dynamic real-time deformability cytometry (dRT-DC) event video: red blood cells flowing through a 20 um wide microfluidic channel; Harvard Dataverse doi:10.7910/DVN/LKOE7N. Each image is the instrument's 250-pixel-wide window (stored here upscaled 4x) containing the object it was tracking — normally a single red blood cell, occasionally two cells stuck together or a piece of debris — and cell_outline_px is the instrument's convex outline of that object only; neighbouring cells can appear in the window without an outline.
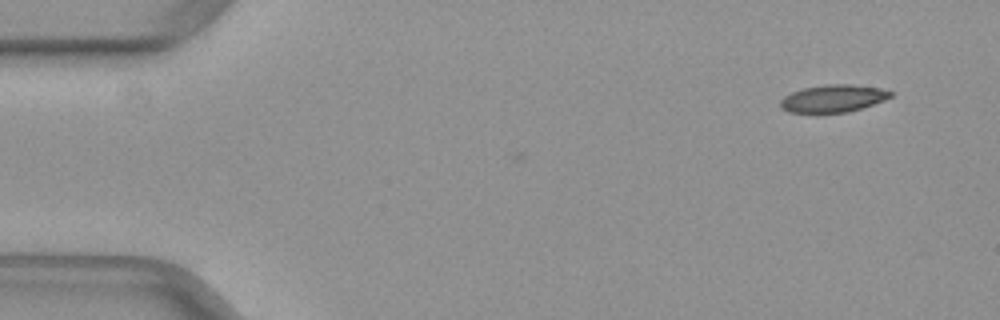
{"species": "common noctule bat (a hibernating species)", "species_latin": "Nyctalus noctula", "temperature_condition": "warm", "stored_images_in_passage": 10, "camera_frame_rate_fps": 3000, "um_per_image_px": 0.085, "animal": {"sex": "female", "body_mass_g": 29.2, "forearm_length_mm": 56.3}, "frame": {"image": 1, "passage_image": 1, "time_ms": 0.0, "image_size_px": [1000, 320], "cell_outline_px": [[892, 96], [884, 100], [848, 112], [816, 116], [788, 112], [780, 108], [780, 100], [784, 96], [792, 92], [804, 88], [828, 84], [852, 84], [880, 88], [892, 92]], "centroid_in_image_um": [70.73, 8.42], "position_along_channel_um": 14.3, "area_um2": 18.26}}